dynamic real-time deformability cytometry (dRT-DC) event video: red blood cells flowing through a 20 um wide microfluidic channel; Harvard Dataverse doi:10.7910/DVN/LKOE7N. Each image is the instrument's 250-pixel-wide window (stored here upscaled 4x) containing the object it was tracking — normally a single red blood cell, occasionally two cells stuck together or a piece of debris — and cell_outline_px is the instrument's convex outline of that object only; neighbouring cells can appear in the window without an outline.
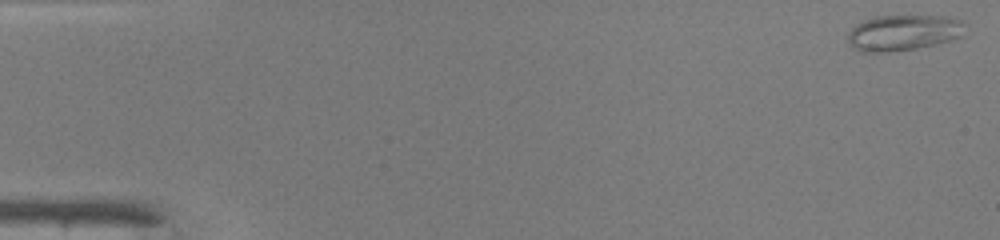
{"species": "common noctule bat (a hibernating species)", "species_latin": "Nyctalus noctula", "temperature_condition": "warm", "stored_images_in_passage": 48, "camera_frame_rate_fps": 3000, "um_per_image_px": 0.085, "animal": {"sex": "male", "body_mass_g": 19.0, "forearm_length_mm": 50.8}, "frame": {"image": 1, "passage_image": 1, "time_ms": 0.0, "image_size_px": [1000, 240], "cell_outline_px": [[968, 24], [964, 36], [916, 48], [888, 52], [860, 52], [852, 48], [848, 44], [848, 32], [856, 24], [864, 20], [876, 16], [948, 16], [964, 20]], "centroid_in_image_um": [76.81, 2.77], "position_along_channel_um": 8.2, "area_um2": 24.8}}
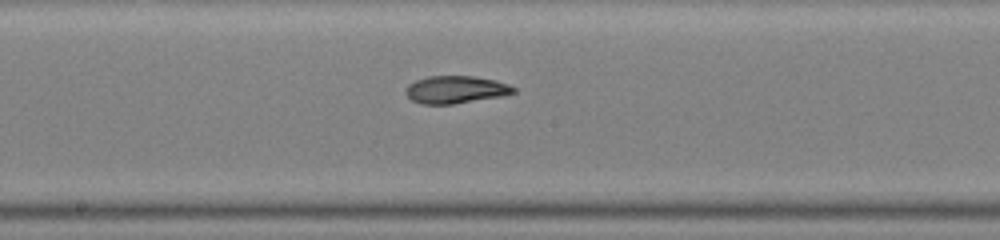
{"frame": {"image": 2, "passage_image": 26, "time_ms": 8.333, "image_size_px": [1000, 240], "cell_outline_px": [[516, 92], [500, 96], [452, 104], [420, 104], [412, 100], [404, 92], [404, 88], [408, 84], [416, 80], [428, 76], [476, 76], [496, 80], [508, 84], [516, 88]], "centroid_in_image_um": [38.7, 7.61], "position_along_channel_um": 209.5, "area_um2": 17.34}}
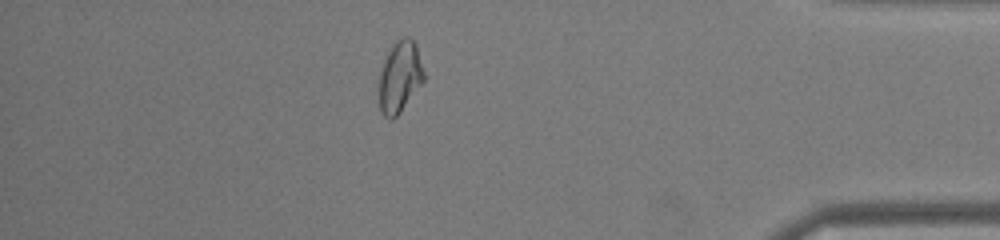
{"frame": {"image": 3, "passage_image": 42, "time_ms": 13.667, "image_size_px": [1000, 240], "cell_outline_px": [[424, 80], [400, 112], [392, 120], [388, 120], [380, 112], [380, 72], [384, 60], [392, 44], [396, 40], [404, 36], [408, 36], [416, 44], [424, 72]], "centroid_in_image_um": [33.98, 6.52], "position_along_channel_um": 401.2, "area_um2": 18.5}, "authors_computed_cell_mechanics": {"area_um2": 18.6116, "velocity_mm_per_s": 4.2529, "shape_relaxation_time_tau1_ms": null, "shape_relaxation_time_tau2_ms": 2.3742, "deformation_change_tau1": null, "deformation_change_tau2": 0.0822}}